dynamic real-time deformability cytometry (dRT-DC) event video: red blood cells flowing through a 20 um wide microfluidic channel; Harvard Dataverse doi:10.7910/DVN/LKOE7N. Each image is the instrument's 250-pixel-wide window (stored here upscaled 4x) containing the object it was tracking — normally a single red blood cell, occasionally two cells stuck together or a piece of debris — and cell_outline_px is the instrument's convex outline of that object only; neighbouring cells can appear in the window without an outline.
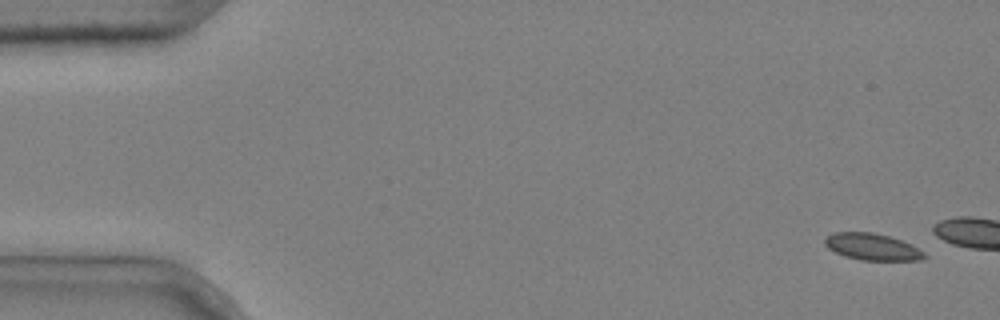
{"species": "common noctule bat (a hibernating species)", "species_latin": "Nyctalus noctula", "temperature_condition": "cold", "stored_images_in_passage": 3, "camera_frame_rate_fps": 3000, "um_per_image_px": 0.085, "animal": {"sex": "male", "body_mass_g": 20.4}, "frame": {"image": 1, "passage_image": 1, "time_ms": 0.0, "image_size_px": [1000, 320], "cell_outline_px": [[928, 256], [920, 260], [860, 260], [844, 256], [828, 248], [824, 244], [824, 240], [832, 232], [872, 232], [888, 236], [912, 244], [924, 252]], "centroid_in_image_um": [74.14, 20.98], "position_along_channel_um": 10.9, "area_um2": 15.49}}